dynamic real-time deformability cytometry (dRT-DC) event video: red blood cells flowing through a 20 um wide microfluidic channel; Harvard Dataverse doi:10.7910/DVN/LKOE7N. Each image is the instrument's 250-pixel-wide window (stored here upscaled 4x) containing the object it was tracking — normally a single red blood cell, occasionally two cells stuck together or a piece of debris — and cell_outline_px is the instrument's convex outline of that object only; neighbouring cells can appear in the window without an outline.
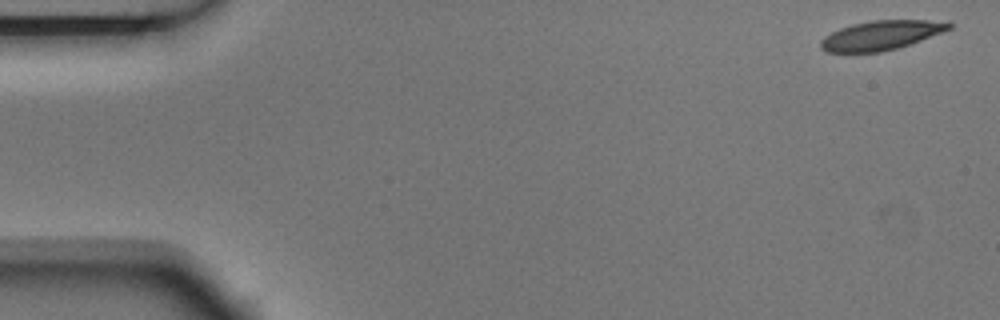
{"species": "Egyptian fruit bat (a non-hibernating species)", "species_latin": "Rousettus aegyptiacus", "temperature_condition": "room temperature", "stored_images_in_passage": 5, "camera_frame_rate_fps": 3000, "um_per_image_px": 0.085, "animal": {"sex": "male"}, "frame": {"image": 1, "passage_image": 1, "time_ms": 0.0, "image_size_px": [1000, 320], "cell_outline_px": [[952, 28], [920, 40], [896, 48], [880, 52], [828, 52], [820, 48], [820, 40], [824, 36], [840, 28], [852, 24], [872, 20], [948, 20], [952, 24]], "centroid_in_image_um": [74.89, 2.98], "position_along_channel_um": 10.1, "area_um2": 21.85}}
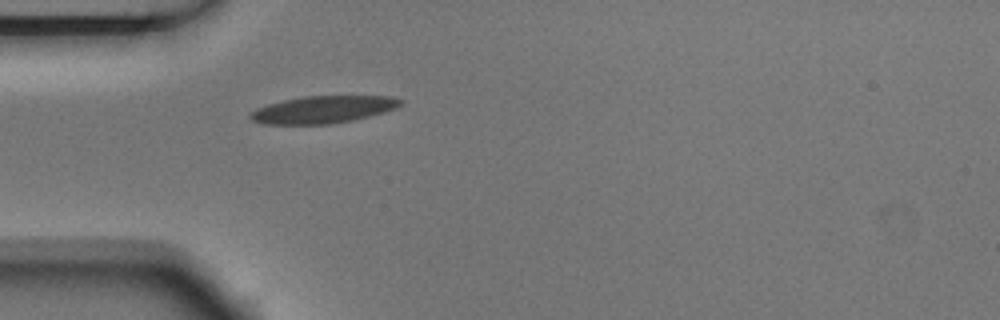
{"frame": {"image": 2, "passage_image": 5, "time_ms": 1.333, "image_size_px": [1000, 320], "cell_outline_px": [[404, 100], [396, 108], [384, 112], [352, 120], [328, 124], [264, 124], [252, 120], [248, 116], [256, 108], [268, 104], [284, 100], [304, 96], [392, 96]], "centroid_in_image_um": [27.46, 9.3], "position_along_channel_um": 57.5, "area_um2": 23.7}}